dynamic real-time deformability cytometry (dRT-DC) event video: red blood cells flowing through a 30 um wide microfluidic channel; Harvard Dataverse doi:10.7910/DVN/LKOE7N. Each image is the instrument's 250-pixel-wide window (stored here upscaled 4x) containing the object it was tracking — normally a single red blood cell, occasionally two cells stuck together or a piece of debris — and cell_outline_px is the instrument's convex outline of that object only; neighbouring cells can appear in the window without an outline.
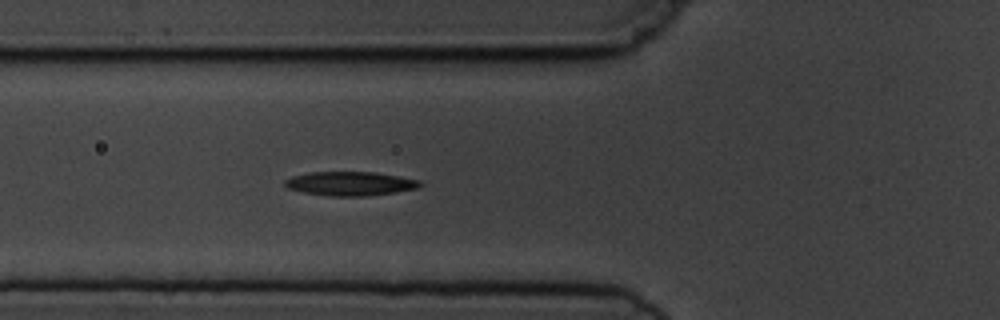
{"species": "common noctule bat (a hibernating species)", "species_latin": "Nyctalus noctula", "temperature_condition": "cold", "stored_images_in_passage": 7, "segment_of_instrument_passage": [1, 2], "camera_frame_rate_fps": 3000, "um_per_image_px": 0.085, "animal": {"sex": "male", "body_mass_g": 19.5, "forearm_length_mm": 54.6}, "frame": {"image": 1, "passage_image": 6, "time_ms": 6.333, "image_size_px": [1000, 320], "cell_outline_px": [[424, 184], [420, 188], [396, 192], [364, 196], [332, 196], [304, 192], [288, 188], [284, 184], [284, 180], [292, 176], [308, 172], [376, 172], [420, 180]], "centroid_in_image_um": [29.8, 15.6], "position_along_channel_um": 96.0, "area_um2": 18.96}}